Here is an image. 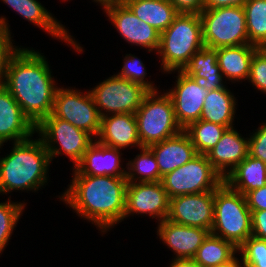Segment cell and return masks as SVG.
<instances>
[{
    "mask_svg": "<svg viewBox=\"0 0 266 267\" xmlns=\"http://www.w3.org/2000/svg\"><path fill=\"white\" fill-rule=\"evenodd\" d=\"M51 73L45 56L28 48H17L7 63L2 84L35 126L52 112L58 86Z\"/></svg>",
    "mask_w": 266,
    "mask_h": 267,
    "instance_id": "6da1fadb",
    "label": "cell"
},
{
    "mask_svg": "<svg viewBox=\"0 0 266 267\" xmlns=\"http://www.w3.org/2000/svg\"><path fill=\"white\" fill-rule=\"evenodd\" d=\"M72 179L59 198L79 217L103 233L124 220L126 177L73 175Z\"/></svg>",
    "mask_w": 266,
    "mask_h": 267,
    "instance_id": "7a4b0ae2",
    "label": "cell"
},
{
    "mask_svg": "<svg viewBox=\"0 0 266 267\" xmlns=\"http://www.w3.org/2000/svg\"><path fill=\"white\" fill-rule=\"evenodd\" d=\"M11 152L0 158V194L14 190L38 191L48 181L50 155L39 137L14 142Z\"/></svg>",
    "mask_w": 266,
    "mask_h": 267,
    "instance_id": "3957f363",
    "label": "cell"
},
{
    "mask_svg": "<svg viewBox=\"0 0 266 267\" xmlns=\"http://www.w3.org/2000/svg\"><path fill=\"white\" fill-rule=\"evenodd\" d=\"M204 47L200 14L179 13L172 24L160 33L157 54L163 72L182 70L192 55Z\"/></svg>",
    "mask_w": 266,
    "mask_h": 267,
    "instance_id": "277c9868",
    "label": "cell"
},
{
    "mask_svg": "<svg viewBox=\"0 0 266 267\" xmlns=\"http://www.w3.org/2000/svg\"><path fill=\"white\" fill-rule=\"evenodd\" d=\"M210 232L236 248L252 236L251 211L245 196L224 181L214 190V222Z\"/></svg>",
    "mask_w": 266,
    "mask_h": 267,
    "instance_id": "5b68a950",
    "label": "cell"
},
{
    "mask_svg": "<svg viewBox=\"0 0 266 267\" xmlns=\"http://www.w3.org/2000/svg\"><path fill=\"white\" fill-rule=\"evenodd\" d=\"M150 91L134 113L142 147L164 141L183 131L178 124L172 99L167 93Z\"/></svg>",
    "mask_w": 266,
    "mask_h": 267,
    "instance_id": "8992f818",
    "label": "cell"
},
{
    "mask_svg": "<svg viewBox=\"0 0 266 267\" xmlns=\"http://www.w3.org/2000/svg\"><path fill=\"white\" fill-rule=\"evenodd\" d=\"M200 19L205 47L217 49L250 44L243 6L203 9Z\"/></svg>",
    "mask_w": 266,
    "mask_h": 267,
    "instance_id": "52a82bcc",
    "label": "cell"
},
{
    "mask_svg": "<svg viewBox=\"0 0 266 267\" xmlns=\"http://www.w3.org/2000/svg\"><path fill=\"white\" fill-rule=\"evenodd\" d=\"M36 133L41 137L51 161L55 156H68L75 167L82 159L95 138L68 121L51 115L45 117L37 126ZM57 144V145H56Z\"/></svg>",
    "mask_w": 266,
    "mask_h": 267,
    "instance_id": "ba28073f",
    "label": "cell"
},
{
    "mask_svg": "<svg viewBox=\"0 0 266 267\" xmlns=\"http://www.w3.org/2000/svg\"><path fill=\"white\" fill-rule=\"evenodd\" d=\"M224 179L205 154H197L183 166L162 177L169 199L181 195L214 191Z\"/></svg>",
    "mask_w": 266,
    "mask_h": 267,
    "instance_id": "9c48e42d",
    "label": "cell"
},
{
    "mask_svg": "<svg viewBox=\"0 0 266 267\" xmlns=\"http://www.w3.org/2000/svg\"><path fill=\"white\" fill-rule=\"evenodd\" d=\"M89 91L101 117L110 114H134L150 92L144 86L115 74Z\"/></svg>",
    "mask_w": 266,
    "mask_h": 267,
    "instance_id": "30bf717a",
    "label": "cell"
},
{
    "mask_svg": "<svg viewBox=\"0 0 266 267\" xmlns=\"http://www.w3.org/2000/svg\"><path fill=\"white\" fill-rule=\"evenodd\" d=\"M50 115L68 121L93 138L99 134L101 116L90 91L83 93L80 90L58 87Z\"/></svg>",
    "mask_w": 266,
    "mask_h": 267,
    "instance_id": "8fae6325",
    "label": "cell"
},
{
    "mask_svg": "<svg viewBox=\"0 0 266 267\" xmlns=\"http://www.w3.org/2000/svg\"><path fill=\"white\" fill-rule=\"evenodd\" d=\"M120 36L127 43L147 48L148 52L158 51L160 32L140 20L122 1L101 5Z\"/></svg>",
    "mask_w": 266,
    "mask_h": 267,
    "instance_id": "7c38bea8",
    "label": "cell"
},
{
    "mask_svg": "<svg viewBox=\"0 0 266 267\" xmlns=\"http://www.w3.org/2000/svg\"><path fill=\"white\" fill-rule=\"evenodd\" d=\"M170 199L163 183H127L125 213L126 219L134 214H148L162 222L168 217Z\"/></svg>",
    "mask_w": 266,
    "mask_h": 267,
    "instance_id": "4fadbf2b",
    "label": "cell"
},
{
    "mask_svg": "<svg viewBox=\"0 0 266 267\" xmlns=\"http://www.w3.org/2000/svg\"><path fill=\"white\" fill-rule=\"evenodd\" d=\"M167 219L211 231L214 222V191L171 198Z\"/></svg>",
    "mask_w": 266,
    "mask_h": 267,
    "instance_id": "5bb4252c",
    "label": "cell"
},
{
    "mask_svg": "<svg viewBox=\"0 0 266 267\" xmlns=\"http://www.w3.org/2000/svg\"><path fill=\"white\" fill-rule=\"evenodd\" d=\"M177 81L166 93L172 99L178 124L185 129L190 123L200 120L208 92L182 70H176Z\"/></svg>",
    "mask_w": 266,
    "mask_h": 267,
    "instance_id": "9a60e30c",
    "label": "cell"
},
{
    "mask_svg": "<svg viewBox=\"0 0 266 267\" xmlns=\"http://www.w3.org/2000/svg\"><path fill=\"white\" fill-rule=\"evenodd\" d=\"M36 126L23 113L9 90L0 84V143L19 142L33 137Z\"/></svg>",
    "mask_w": 266,
    "mask_h": 267,
    "instance_id": "2e32d148",
    "label": "cell"
},
{
    "mask_svg": "<svg viewBox=\"0 0 266 267\" xmlns=\"http://www.w3.org/2000/svg\"><path fill=\"white\" fill-rule=\"evenodd\" d=\"M212 167L224 179L249 155V138L234 128H227L219 142L205 154Z\"/></svg>",
    "mask_w": 266,
    "mask_h": 267,
    "instance_id": "e0dca14e",
    "label": "cell"
},
{
    "mask_svg": "<svg viewBox=\"0 0 266 267\" xmlns=\"http://www.w3.org/2000/svg\"><path fill=\"white\" fill-rule=\"evenodd\" d=\"M120 150L94 140L81 161L73 168V175L126 177L127 170H122L120 164Z\"/></svg>",
    "mask_w": 266,
    "mask_h": 267,
    "instance_id": "ac0fdd59",
    "label": "cell"
},
{
    "mask_svg": "<svg viewBox=\"0 0 266 267\" xmlns=\"http://www.w3.org/2000/svg\"><path fill=\"white\" fill-rule=\"evenodd\" d=\"M157 230L159 239L171 248L170 250L176 254V259L193 258L197 249L211 233L209 230L181 225L167 218L159 222Z\"/></svg>",
    "mask_w": 266,
    "mask_h": 267,
    "instance_id": "d6986e66",
    "label": "cell"
},
{
    "mask_svg": "<svg viewBox=\"0 0 266 267\" xmlns=\"http://www.w3.org/2000/svg\"><path fill=\"white\" fill-rule=\"evenodd\" d=\"M23 19L30 21L37 27H40L55 39H61L68 43L79 53L83 52V47L73 39L68 33V29L60 21L56 20L49 11L37 0H2Z\"/></svg>",
    "mask_w": 266,
    "mask_h": 267,
    "instance_id": "ffe728a7",
    "label": "cell"
},
{
    "mask_svg": "<svg viewBox=\"0 0 266 267\" xmlns=\"http://www.w3.org/2000/svg\"><path fill=\"white\" fill-rule=\"evenodd\" d=\"M96 140L103 145L122 150L129 146L142 148L135 114L121 113L101 117Z\"/></svg>",
    "mask_w": 266,
    "mask_h": 267,
    "instance_id": "44dd1931",
    "label": "cell"
},
{
    "mask_svg": "<svg viewBox=\"0 0 266 267\" xmlns=\"http://www.w3.org/2000/svg\"><path fill=\"white\" fill-rule=\"evenodd\" d=\"M148 148L156 158L161 177L183 166L198 154L184 131L164 141L151 144Z\"/></svg>",
    "mask_w": 266,
    "mask_h": 267,
    "instance_id": "7402d4cb",
    "label": "cell"
},
{
    "mask_svg": "<svg viewBox=\"0 0 266 267\" xmlns=\"http://www.w3.org/2000/svg\"><path fill=\"white\" fill-rule=\"evenodd\" d=\"M189 77L207 91L221 89L223 75L217 62V50L203 47L200 51L194 53L189 63L182 69Z\"/></svg>",
    "mask_w": 266,
    "mask_h": 267,
    "instance_id": "603a6c76",
    "label": "cell"
},
{
    "mask_svg": "<svg viewBox=\"0 0 266 267\" xmlns=\"http://www.w3.org/2000/svg\"><path fill=\"white\" fill-rule=\"evenodd\" d=\"M259 47L252 44L217 48V62L223 78L234 83L248 80L250 63Z\"/></svg>",
    "mask_w": 266,
    "mask_h": 267,
    "instance_id": "cb8c5ba5",
    "label": "cell"
},
{
    "mask_svg": "<svg viewBox=\"0 0 266 267\" xmlns=\"http://www.w3.org/2000/svg\"><path fill=\"white\" fill-rule=\"evenodd\" d=\"M122 2L140 20L160 33L166 30L179 14L169 0H122Z\"/></svg>",
    "mask_w": 266,
    "mask_h": 267,
    "instance_id": "d4e9b609",
    "label": "cell"
},
{
    "mask_svg": "<svg viewBox=\"0 0 266 267\" xmlns=\"http://www.w3.org/2000/svg\"><path fill=\"white\" fill-rule=\"evenodd\" d=\"M224 182L245 196L266 185V163L248 155L224 178Z\"/></svg>",
    "mask_w": 266,
    "mask_h": 267,
    "instance_id": "484cf974",
    "label": "cell"
},
{
    "mask_svg": "<svg viewBox=\"0 0 266 267\" xmlns=\"http://www.w3.org/2000/svg\"><path fill=\"white\" fill-rule=\"evenodd\" d=\"M236 103V98L226 86L209 91L205 97L200 120L231 128L234 125Z\"/></svg>",
    "mask_w": 266,
    "mask_h": 267,
    "instance_id": "4316f807",
    "label": "cell"
},
{
    "mask_svg": "<svg viewBox=\"0 0 266 267\" xmlns=\"http://www.w3.org/2000/svg\"><path fill=\"white\" fill-rule=\"evenodd\" d=\"M239 253L231 242L209 234L197 249L193 259L200 267H219L231 263Z\"/></svg>",
    "mask_w": 266,
    "mask_h": 267,
    "instance_id": "83f0119b",
    "label": "cell"
},
{
    "mask_svg": "<svg viewBox=\"0 0 266 267\" xmlns=\"http://www.w3.org/2000/svg\"><path fill=\"white\" fill-rule=\"evenodd\" d=\"M141 153L126 164L128 183H147L162 181L159 167L153 152L148 147H142Z\"/></svg>",
    "mask_w": 266,
    "mask_h": 267,
    "instance_id": "f1b7e54d",
    "label": "cell"
},
{
    "mask_svg": "<svg viewBox=\"0 0 266 267\" xmlns=\"http://www.w3.org/2000/svg\"><path fill=\"white\" fill-rule=\"evenodd\" d=\"M243 9L249 43L266 48V0H246Z\"/></svg>",
    "mask_w": 266,
    "mask_h": 267,
    "instance_id": "f546056e",
    "label": "cell"
},
{
    "mask_svg": "<svg viewBox=\"0 0 266 267\" xmlns=\"http://www.w3.org/2000/svg\"><path fill=\"white\" fill-rule=\"evenodd\" d=\"M227 127L205 120L190 123L183 131L189 136L198 154H206L221 139Z\"/></svg>",
    "mask_w": 266,
    "mask_h": 267,
    "instance_id": "4dcf8cb0",
    "label": "cell"
},
{
    "mask_svg": "<svg viewBox=\"0 0 266 267\" xmlns=\"http://www.w3.org/2000/svg\"><path fill=\"white\" fill-rule=\"evenodd\" d=\"M26 203H15L8 198L0 203V254L4 251L16 227Z\"/></svg>",
    "mask_w": 266,
    "mask_h": 267,
    "instance_id": "1f68e13d",
    "label": "cell"
},
{
    "mask_svg": "<svg viewBox=\"0 0 266 267\" xmlns=\"http://www.w3.org/2000/svg\"><path fill=\"white\" fill-rule=\"evenodd\" d=\"M238 252L242 267H266V240L249 236Z\"/></svg>",
    "mask_w": 266,
    "mask_h": 267,
    "instance_id": "d6a6232c",
    "label": "cell"
},
{
    "mask_svg": "<svg viewBox=\"0 0 266 267\" xmlns=\"http://www.w3.org/2000/svg\"><path fill=\"white\" fill-rule=\"evenodd\" d=\"M124 65L122 67V70L116 74L117 76L127 79L129 81H132L134 83H138L145 88H147L149 91H157L156 87L154 86L153 82L146 81L145 79L147 73H146V67L142 63L138 57L127 54L124 59Z\"/></svg>",
    "mask_w": 266,
    "mask_h": 267,
    "instance_id": "836d02e7",
    "label": "cell"
},
{
    "mask_svg": "<svg viewBox=\"0 0 266 267\" xmlns=\"http://www.w3.org/2000/svg\"><path fill=\"white\" fill-rule=\"evenodd\" d=\"M4 16L0 17V84L3 83L10 56L19 46L13 45L10 25Z\"/></svg>",
    "mask_w": 266,
    "mask_h": 267,
    "instance_id": "e575fe53",
    "label": "cell"
},
{
    "mask_svg": "<svg viewBox=\"0 0 266 267\" xmlns=\"http://www.w3.org/2000/svg\"><path fill=\"white\" fill-rule=\"evenodd\" d=\"M248 81L257 90L266 94V48H259L253 55L250 63Z\"/></svg>",
    "mask_w": 266,
    "mask_h": 267,
    "instance_id": "d590c367",
    "label": "cell"
},
{
    "mask_svg": "<svg viewBox=\"0 0 266 267\" xmlns=\"http://www.w3.org/2000/svg\"><path fill=\"white\" fill-rule=\"evenodd\" d=\"M249 137V155L266 163V123Z\"/></svg>",
    "mask_w": 266,
    "mask_h": 267,
    "instance_id": "8d00e7d4",
    "label": "cell"
},
{
    "mask_svg": "<svg viewBox=\"0 0 266 267\" xmlns=\"http://www.w3.org/2000/svg\"><path fill=\"white\" fill-rule=\"evenodd\" d=\"M245 198L251 212L266 210V185L248 192Z\"/></svg>",
    "mask_w": 266,
    "mask_h": 267,
    "instance_id": "74e56055",
    "label": "cell"
},
{
    "mask_svg": "<svg viewBox=\"0 0 266 267\" xmlns=\"http://www.w3.org/2000/svg\"><path fill=\"white\" fill-rule=\"evenodd\" d=\"M179 13L200 14L204 9V0H169Z\"/></svg>",
    "mask_w": 266,
    "mask_h": 267,
    "instance_id": "f35d334b",
    "label": "cell"
},
{
    "mask_svg": "<svg viewBox=\"0 0 266 267\" xmlns=\"http://www.w3.org/2000/svg\"><path fill=\"white\" fill-rule=\"evenodd\" d=\"M252 236L266 240V210L251 212Z\"/></svg>",
    "mask_w": 266,
    "mask_h": 267,
    "instance_id": "ab89813d",
    "label": "cell"
},
{
    "mask_svg": "<svg viewBox=\"0 0 266 267\" xmlns=\"http://www.w3.org/2000/svg\"><path fill=\"white\" fill-rule=\"evenodd\" d=\"M246 0H204V9L243 6Z\"/></svg>",
    "mask_w": 266,
    "mask_h": 267,
    "instance_id": "60d3db41",
    "label": "cell"
},
{
    "mask_svg": "<svg viewBox=\"0 0 266 267\" xmlns=\"http://www.w3.org/2000/svg\"><path fill=\"white\" fill-rule=\"evenodd\" d=\"M170 267H200L199 264L193 258H174L170 264Z\"/></svg>",
    "mask_w": 266,
    "mask_h": 267,
    "instance_id": "b9f144b4",
    "label": "cell"
},
{
    "mask_svg": "<svg viewBox=\"0 0 266 267\" xmlns=\"http://www.w3.org/2000/svg\"><path fill=\"white\" fill-rule=\"evenodd\" d=\"M219 267H242V264L240 259L236 257L231 263Z\"/></svg>",
    "mask_w": 266,
    "mask_h": 267,
    "instance_id": "7bdbcfd3",
    "label": "cell"
},
{
    "mask_svg": "<svg viewBox=\"0 0 266 267\" xmlns=\"http://www.w3.org/2000/svg\"><path fill=\"white\" fill-rule=\"evenodd\" d=\"M96 3H99L100 5H103L108 2H117V1H122V0H93Z\"/></svg>",
    "mask_w": 266,
    "mask_h": 267,
    "instance_id": "ee69618b",
    "label": "cell"
}]
</instances>
